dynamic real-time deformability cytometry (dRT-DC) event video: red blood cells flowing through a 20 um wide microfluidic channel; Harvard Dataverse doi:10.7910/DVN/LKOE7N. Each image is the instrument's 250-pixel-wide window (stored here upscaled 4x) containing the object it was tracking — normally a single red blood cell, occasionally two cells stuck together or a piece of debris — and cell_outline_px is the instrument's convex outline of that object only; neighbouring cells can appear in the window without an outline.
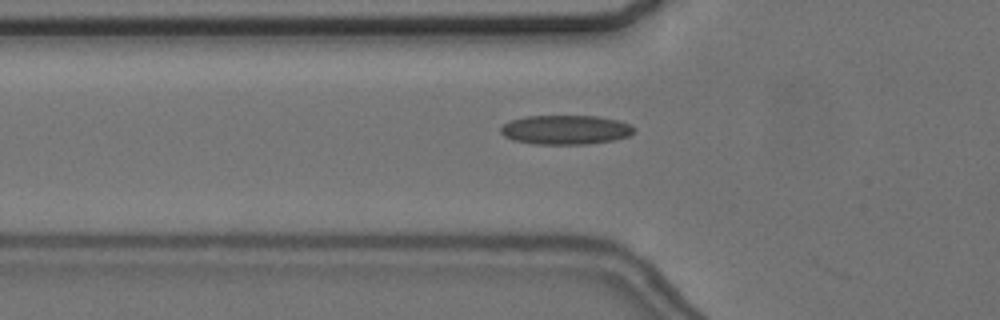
{"species": "common noctule bat (a hibernating species)", "species_latin": "Nyctalus noctula", "temperature_condition": "cold", "stored_images_in_passage": 54, "camera_frame_rate_fps": 3000, "um_per_image_px": 0.085, "animal": {"sex": "female", "body_mass_g": 24.6, "forearm_length_mm": 56.2}, "frame": {"image": 1, "passage_image": 18, "time_ms": 5.667, "image_size_px": [1000, 320], "cell_outline_px": [[636, 132], [628, 136], [616, 140], [588, 144], [536, 144], [512, 140], [504, 136], [500, 132], [500, 128], [504, 124], [512, 120], [524, 116], [596, 116], [616, 120], [632, 124], [636, 128]], "centroid_in_image_um": [48.11, 11.03], "position_along_channel_um": 77.7, "area_um2": 22.95}}
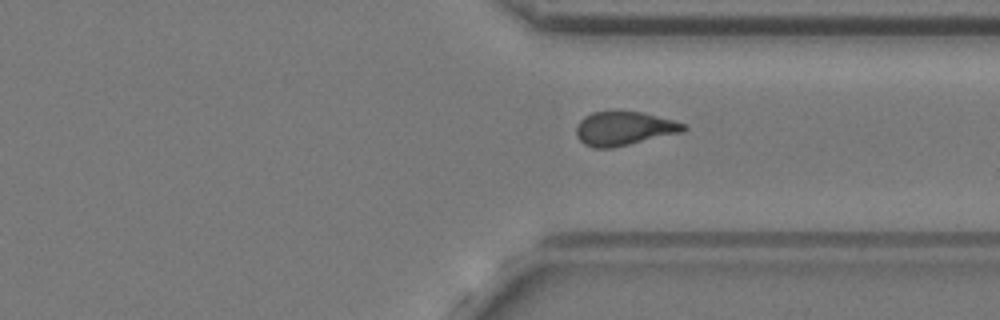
{"frame": {"image": 2, "passage_image": 41, "time_ms": 13.333, "image_size_px": [1000, 320], "cell_outline_px": [[688, 128], [684, 132], [612, 148], [592, 148], [584, 144], [576, 136], [576, 124], [584, 116], [592, 112], [644, 112], [676, 120], [688, 124]], "centroid_in_image_um": [53.09, 10.92], "position_along_channel_um": 358.3, "area_um2": 21.5}}
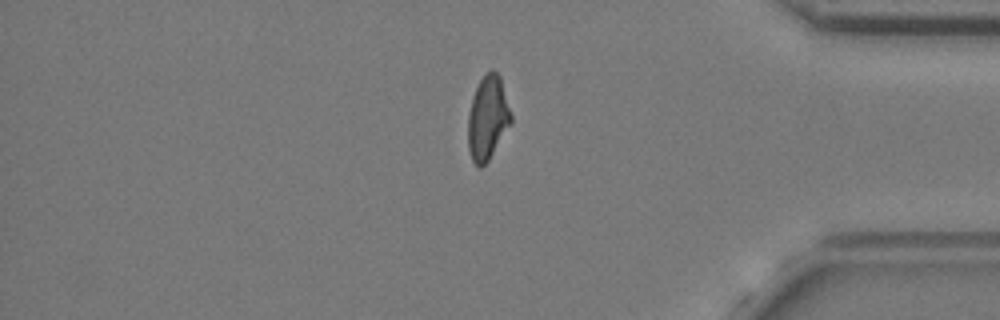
{"frame": {"image": 3, "passage_image": 46, "time_ms": 15.0, "image_size_px": [1000, 320], "cell_outline_px": [[512, 120], [488, 160], [480, 168], [472, 160], [468, 148], [468, 116], [472, 96], [480, 80], [492, 68], [500, 76], [512, 116]], "centroid_in_image_um": [41.44, 10.0], "position_along_channel_um": 393.8, "area_um2": 20.63}}